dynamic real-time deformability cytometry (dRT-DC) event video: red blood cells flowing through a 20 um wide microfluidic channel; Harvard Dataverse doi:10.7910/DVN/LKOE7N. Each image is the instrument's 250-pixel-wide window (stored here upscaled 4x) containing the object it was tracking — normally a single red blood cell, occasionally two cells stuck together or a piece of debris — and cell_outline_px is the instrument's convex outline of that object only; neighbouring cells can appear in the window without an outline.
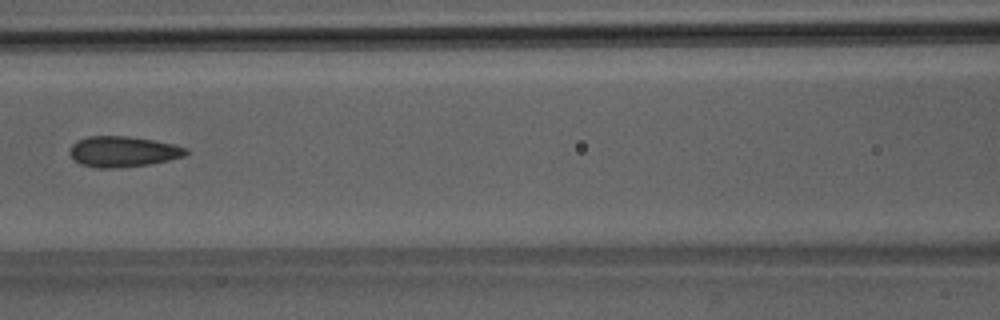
{"species": "Egyptian fruit bat (a non-hibernating species)", "species_latin": "Rousettus aegyptiacus", "temperature_condition": "room temperature", "stored_images_in_passage": 7, "camera_frame_rate_fps": 3000, "um_per_image_px": 0.085, "animal": {"sex": "male"}, "frame": {"image": 1, "passage_image": 6, "time_ms": 7.0, "image_size_px": [1000, 320], "cell_outline_px": [[188, 152], [184, 156], [152, 164], [108, 168], [96, 168], [80, 164], [68, 152], [72, 144], [76, 140], [88, 136], [128, 136], [152, 140], [172, 144], [188, 148]], "centroid_in_image_um": [10.43, 12.88], "position_along_channel_um": 156.2, "area_um2": 20.69}}